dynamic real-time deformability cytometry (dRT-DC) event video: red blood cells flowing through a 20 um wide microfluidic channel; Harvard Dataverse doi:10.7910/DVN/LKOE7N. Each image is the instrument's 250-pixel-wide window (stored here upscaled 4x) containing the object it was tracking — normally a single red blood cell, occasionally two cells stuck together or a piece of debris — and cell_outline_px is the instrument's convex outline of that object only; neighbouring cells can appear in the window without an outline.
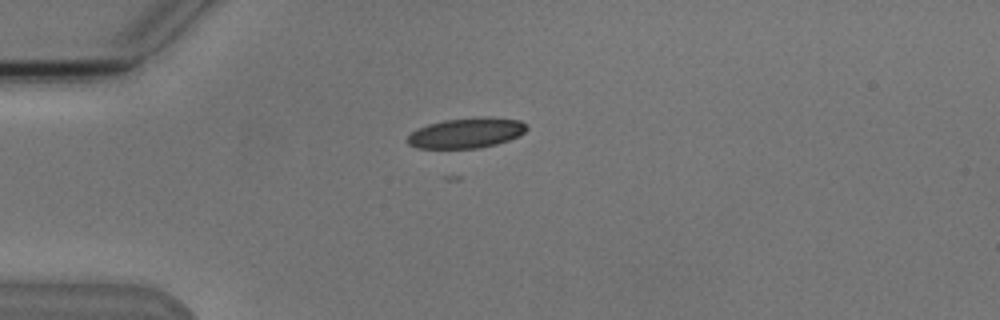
{"species": "Egyptian fruit bat (a non-hibernating species)", "species_latin": "Rousettus aegyptiacus", "temperature_condition": "cold", "stored_images_in_passage": 7, "camera_frame_rate_fps": 3000, "um_per_image_px": 0.085, "animal": {"sex": "male"}, "frame": {"image": 1, "passage_image": 1, "time_ms": 0.0, "image_size_px": [1000, 320], "cell_outline_px": [[528, 128], [524, 132], [508, 140], [496, 144], [480, 148], [416, 148], [408, 144], [404, 140], [412, 132], [428, 124], [444, 120], [484, 116], [488, 116], [520, 120]], "centroid_in_image_um": [39.62, 11.3], "position_along_channel_um": 45.4, "area_um2": 20.98}}
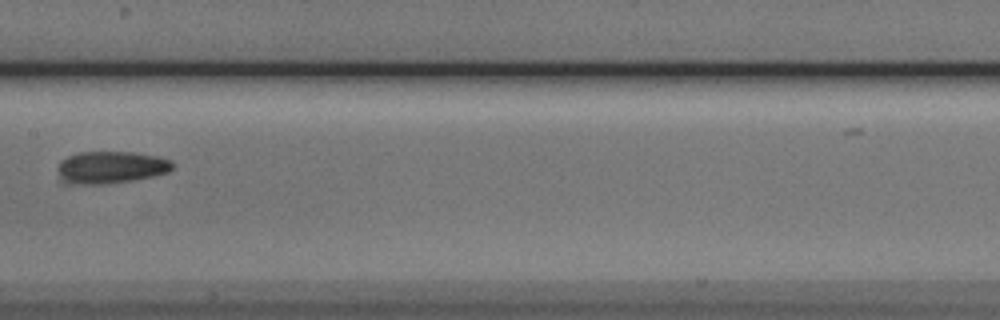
{"frame": {"image": 2, "passage_image": 5, "time_ms": 4.667, "image_size_px": [1000, 320], "cell_outline_px": [[172, 168], [168, 172], [152, 176], [132, 180], [104, 184], [60, 184], [60, 160], [68, 156], [80, 152], [132, 152], [156, 156], [172, 160]], "centroid_in_image_um": [9.39, 14.23], "position_along_channel_um": 198.0, "area_um2": 21.5}}
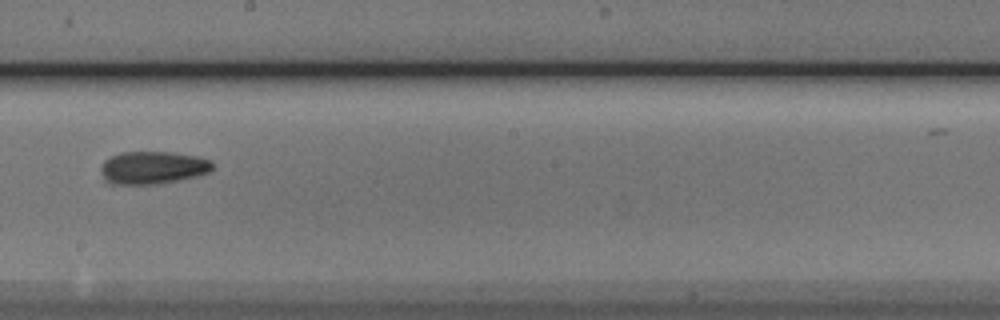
{"frame": {"image": 3, "passage_image": 6, "time_ms": 5.667, "image_size_px": [1000, 320], "cell_outline_px": [[212, 168], [208, 172], [196, 176], [156, 184], [104, 184], [100, 172], [100, 168], [104, 160], [120, 152], [172, 152], [200, 156], [212, 160]], "centroid_in_image_um": [12.93, 14.25], "position_along_channel_um": 235.3, "area_um2": 21.56}}